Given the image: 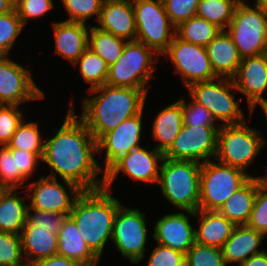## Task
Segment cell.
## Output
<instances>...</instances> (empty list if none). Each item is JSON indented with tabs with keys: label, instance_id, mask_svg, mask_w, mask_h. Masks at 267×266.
<instances>
[{
	"label": "cell",
	"instance_id": "obj_39",
	"mask_svg": "<svg viewBox=\"0 0 267 266\" xmlns=\"http://www.w3.org/2000/svg\"><path fill=\"white\" fill-rule=\"evenodd\" d=\"M104 0H62L69 18L66 21L86 23L88 18L95 16L98 21Z\"/></svg>",
	"mask_w": 267,
	"mask_h": 266
},
{
	"label": "cell",
	"instance_id": "obj_35",
	"mask_svg": "<svg viewBox=\"0 0 267 266\" xmlns=\"http://www.w3.org/2000/svg\"><path fill=\"white\" fill-rule=\"evenodd\" d=\"M26 179L17 172L16 156L7 145L0 146V188L18 189Z\"/></svg>",
	"mask_w": 267,
	"mask_h": 266
},
{
	"label": "cell",
	"instance_id": "obj_48",
	"mask_svg": "<svg viewBox=\"0 0 267 266\" xmlns=\"http://www.w3.org/2000/svg\"><path fill=\"white\" fill-rule=\"evenodd\" d=\"M32 266H85L80 262L68 259L64 256L55 255L46 259H42Z\"/></svg>",
	"mask_w": 267,
	"mask_h": 266
},
{
	"label": "cell",
	"instance_id": "obj_18",
	"mask_svg": "<svg viewBox=\"0 0 267 266\" xmlns=\"http://www.w3.org/2000/svg\"><path fill=\"white\" fill-rule=\"evenodd\" d=\"M232 79L236 91L246 96L249 114L253 113L257 104L267 103V98L263 97L267 90V53L243 58Z\"/></svg>",
	"mask_w": 267,
	"mask_h": 266
},
{
	"label": "cell",
	"instance_id": "obj_24",
	"mask_svg": "<svg viewBox=\"0 0 267 266\" xmlns=\"http://www.w3.org/2000/svg\"><path fill=\"white\" fill-rule=\"evenodd\" d=\"M264 238L262 233L247 225L235 226L231 236L221 248L226 266L231 263H238L240 266L251 256L262 252L264 249L258 248Z\"/></svg>",
	"mask_w": 267,
	"mask_h": 266
},
{
	"label": "cell",
	"instance_id": "obj_7",
	"mask_svg": "<svg viewBox=\"0 0 267 266\" xmlns=\"http://www.w3.org/2000/svg\"><path fill=\"white\" fill-rule=\"evenodd\" d=\"M250 178L237 167L211 160L201 163L199 209L218 211Z\"/></svg>",
	"mask_w": 267,
	"mask_h": 266
},
{
	"label": "cell",
	"instance_id": "obj_30",
	"mask_svg": "<svg viewBox=\"0 0 267 266\" xmlns=\"http://www.w3.org/2000/svg\"><path fill=\"white\" fill-rule=\"evenodd\" d=\"M127 40L100 30L96 26L90 27L88 48L100 56L110 66L121 56Z\"/></svg>",
	"mask_w": 267,
	"mask_h": 266
},
{
	"label": "cell",
	"instance_id": "obj_38",
	"mask_svg": "<svg viewBox=\"0 0 267 266\" xmlns=\"http://www.w3.org/2000/svg\"><path fill=\"white\" fill-rule=\"evenodd\" d=\"M23 259L20 235L0 231V266H27Z\"/></svg>",
	"mask_w": 267,
	"mask_h": 266
},
{
	"label": "cell",
	"instance_id": "obj_43",
	"mask_svg": "<svg viewBox=\"0 0 267 266\" xmlns=\"http://www.w3.org/2000/svg\"><path fill=\"white\" fill-rule=\"evenodd\" d=\"M53 0H15L14 9L25 26L28 20L38 19L54 8Z\"/></svg>",
	"mask_w": 267,
	"mask_h": 266
},
{
	"label": "cell",
	"instance_id": "obj_9",
	"mask_svg": "<svg viewBox=\"0 0 267 266\" xmlns=\"http://www.w3.org/2000/svg\"><path fill=\"white\" fill-rule=\"evenodd\" d=\"M236 87L233 79L217 77L213 80L197 82L187 90L191 98L208 109L221 125L239 124L245 121L240 101L235 100ZM231 90H234L232 93Z\"/></svg>",
	"mask_w": 267,
	"mask_h": 266
},
{
	"label": "cell",
	"instance_id": "obj_21",
	"mask_svg": "<svg viewBox=\"0 0 267 266\" xmlns=\"http://www.w3.org/2000/svg\"><path fill=\"white\" fill-rule=\"evenodd\" d=\"M58 234L59 228H39L27 220L20 233L22 253L27 266L57 255Z\"/></svg>",
	"mask_w": 267,
	"mask_h": 266
},
{
	"label": "cell",
	"instance_id": "obj_42",
	"mask_svg": "<svg viewBox=\"0 0 267 266\" xmlns=\"http://www.w3.org/2000/svg\"><path fill=\"white\" fill-rule=\"evenodd\" d=\"M182 111L184 125L187 126H216L212 113L203 105L195 102L191 98V102H187L182 97Z\"/></svg>",
	"mask_w": 267,
	"mask_h": 266
},
{
	"label": "cell",
	"instance_id": "obj_15",
	"mask_svg": "<svg viewBox=\"0 0 267 266\" xmlns=\"http://www.w3.org/2000/svg\"><path fill=\"white\" fill-rule=\"evenodd\" d=\"M143 111L124 120L114 130L104 134L97 141L98 153L105 151V178L133 149L141 147Z\"/></svg>",
	"mask_w": 267,
	"mask_h": 266
},
{
	"label": "cell",
	"instance_id": "obj_23",
	"mask_svg": "<svg viewBox=\"0 0 267 266\" xmlns=\"http://www.w3.org/2000/svg\"><path fill=\"white\" fill-rule=\"evenodd\" d=\"M188 215L199 220V227L195 229V242L222 248L235 225L219 211L198 210L196 212L185 210Z\"/></svg>",
	"mask_w": 267,
	"mask_h": 266
},
{
	"label": "cell",
	"instance_id": "obj_31",
	"mask_svg": "<svg viewBox=\"0 0 267 266\" xmlns=\"http://www.w3.org/2000/svg\"><path fill=\"white\" fill-rule=\"evenodd\" d=\"M221 31L215 24L194 15L175 28V34L186 42L206 47Z\"/></svg>",
	"mask_w": 267,
	"mask_h": 266
},
{
	"label": "cell",
	"instance_id": "obj_19",
	"mask_svg": "<svg viewBox=\"0 0 267 266\" xmlns=\"http://www.w3.org/2000/svg\"><path fill=\"white\" fill-rule=\"evenodd\" d=\"M153 238L157 244L186 254L195 243V229L186 214H166L156 222Z\"/></svg>",
	"mask_w": 267,
	"mask_h": 266
},
{
	"label": "cell",
	"instance_id": "obj_13",
	"mask_svg": "<svg viewBox=\"0 0 267 266\" xmlns=\"http://www.w3.org/2000/svg\"><path fill=\"white\" fill-rule=\"evenodd\" d=\"M171 59L174 73L180 74L185 87L217 78L212 70L206 47L186 42L176 34L163 53Z\"/></svg>",
	"mask_w": 267,
	"mask_h": 266
},
{
	"label": "cell",
	"instance_id": "obj_46",
	"mask_svg": "<svg viewBox=\"0 0 267 266\" xmlns=\"http://www.w3.org/2000/svg\"><path fill=\"white\" fill-rule=\"evenodd\" d=\"M31 211L33 213H31ZM66 215L41 210H28V220L36 227L44 229L60 228Z\"/></svg>",
	"mask_w": 267,
	"mask_h": 266
},
{
	"label": "cell",
	"instance_id": "obj_26",
	"mask_svg": "<svg viewBox=\"0 0 267 266\" xmlns=\"http://www.w3.org/2000/svg\"><path fill=\"white\" fill-rule=\"evenodd\" d=\"M208 58L217 77L233 78L241 62L239 52L231 37L221 30L206 46Z\"/></svg>",
	"mask_w": 267,
	"mask_h": 266
},
{
	"label": "cell",
	"instance_id": "obj_16",
	"mask_svg": "<svg viewBox=\"0 0 267 266\" xmlns=\"http://www.w3.org/2000/svg\"><path fill=\"white\" fill-rule=\"evenodd\" d=\"M30 72L9 57L0 56V102L2 104L20 106L23 102L45 97Z\"/></svg>",
	"mask_w": 267,
	"mask_h": 266
},
{
	"label": "cell",
	"instance_id": "obj_27",
	"mask_svg": "<svg viewBox=\"0 0 267 266\" xmlns=\"http://www.w3.org/2000/svg\"><path fill=\"white\" fill-rule=\"evenodd\" d=\"M152 123V138L158 141L154 148L164 154L171 147L184 124L182 99L163 108Z\"/></svg>",
	"mask_w": 267,
	"mask_h": 266
},
{
	"label": "cell",
	"instance_id": "obj_1",
	"mask_svg": "<svg viewBox=\"0 0 267 266\" xmlns=\"http://www.w3.org/2000/svg\"><path fill=\"white\" fill-rule=\"evenodd\" d=\"M77 117L72 103L55 135L45 139L41 161L50 167L49 177L57 179L58 174L83 191L98 190L104 187L105 178L100 177L102 167L94 157L97 141Z\"/></svg>",
	"mask_w": 267,
	"mask_h": 266
},
{
	"label": "cell",
	"instance_id": "obj_2",
	"mask_svg": "<svg viewBox=\"0 0 267 266\" xmlns=\"http://www.w3.org/2000/svg\"><path fill=\"white\" fill-rule=\"evenodd\" d=\"M98 95L84 97L82 115L79 119L98 141L104 134L114 130L124 120L144 109L147 93L143 89L102 85L88 89Z\"/></svg>",
	"mask_w": 267,
	"mask_h": 266
},
{
	"label": "cell",
	"instance_id": "obj_6",
	"mask_svg": "<svg viewBox=\"0 0 267 266\" xmlns=\"http://www.w3.org/2000/svg\"><path fill=\"white\" fill-rule=\"evenodd\" d=\"M241 0L225 29L241 59L267 53V11L257 2L253 7Z\"/></svg>",
	"mask_w": 267,
	"mask_h": 266
},
{
	"label": "cell",
	"instance_id": "obj_32",
	"mask_svg": "<svg viewBox=\"0 0 267 266\" xmlns=\"http://www.w3.org/2000/svg\"><path fill=\"white\" fill-rule=\"evenodd\" d=\"M241 0H200L196 14L225 30L230 24L235 9Z\"/></svg>",
	"mask_w": 267,
	"mask_h": 266
},
{
	"label": "cell",
	"instance_id": "obj_52",
	"mask_svg": "<svg viewBox=\"0 0 267 266\" xmlns=\"http://www.w3.org/2000/svg\"><path fill=\"white\" fill-rule=\"evenodd\" d=\"M256 2L267 11V0H256Z\"/></svg>",
	"mask_w": 267,
	"mask_h": 266
},
{
	"label": "cell",
	"instance_id": "obj_45",
	"mask_svg": "<svg viewBox=\"0 0 267 266\" xmlns=\"http://www.w3.org/2000/svg\"><path fill=\"white\" fill-rule=\"evenodd\" d=\"M147 266H185V254L157 244L149 257Z\"/></svg>",
	"mask_w": 267,
	"mask_h": 266
},
{
	"label": "cell",
	"instance_id": "obj_33",
	"mask_svg": "<svg viewBox=\"0 0 267 266\" xmlns=\"http://www.w3.org/2000/svg\"><path fill=\"white\" fill-rule=\"evenodd\" d=\"M73 65L75 67L79 66L80 75L85 82L91 84L89 89L106 84L109 66L89 48L83 52Z\"/></svg>",
	"mask_w": 267,
	"mask_h": 266
},
{
	"label": "cell",
	"instance_id": "obj_5",
	"mask_svg": "<svg viewBox=\"0 0 267 266\" xmlns=\"http://www.w3.org/2000/svg\"><path fill=\"white\" fill-rule=\"evenodd\" d=\"M157 55L140 41H127L121 56L108 67L106 85L143 89L148 93L146 84L153 78Z\"/></svg>",
	"mask_w": 267,
	"mask_h": 266
},
{
	"label": "cell",
	"instance_id": "obj_4",
	"mask_svg": "<svg viewBox=\"0 0 267 266\" xmlns=\"http://www.w3.org/2000/svg\"><path fill=\"white\" fill-rule=\"evenodd\" d=\"M201 163L163 158L159 185L164 198L177 209L196 212L200 201Z\"/></svg>",
	"mask_w": 267,
	"mask_h": 266
},
{
	"label": "cell",
	"instance_id": "obj_17",
	"mask_svg": "<svg viewBox=\"0 0 267 266\" xmlns=\"http://www.w3.org/2000/svg\"><path fill=\"white\" fill-rule=\"evenodd\" d=\"M163 158L164 154L155 148L147 150L141 146L133 149L105 177L104 188L111 191V186L121 171L123 174H127L134 182L158 183Z\"/></svg>",
	"mask_w": 267,
	"mask_h": 266
},
{
	"label": "cell",
	"instance_id": "obj_47",
	"mask_svg": "<svg viewBox=\"0 0 267 266\" xmlns=\"http://www.w3.org/2000/svg\"><path fill=\"white\" fill-rule=\"evenodd\" d=\"M12 155L16 156L17 172H19L26 180L32 177L37 168L38 161L41 159L32 152L11 149Z\"/></svg>",
	"mask_w": 267,
	"mask_h": 266
},
{
	"label": "cell",
	"instance_id": "obj_12",
	"mask_svg": "<svg viewBox=\"0 0 267 266\" xmlns=\"http://www.w3.org/2000/svg\"><path fill=\"white\" fill-rule=\"evenodd\" d=\"M217 125L198 127L183 124L171 147L164 153V157L199 163H205L211 160L210 158L215 160L220 129V124Z\"/></svg>",
	"mask_w": 267,
	"mask_h": 266
},
{
	"label": "cell",
	"instance_id": "obj_34",
	"mask_svg": "<svg viewBox=\"0 0 267 266\" xmlns=\"http://www.w3.org/2000/svg\"><path fill=\"white\" fill-rule=\"evenodd\" d=\"M24 122L27 121H22L7 146L11 149L35 153L42 159L45 139L40 133L39 125L36 122Z\"/></svg>",
	"mask_w": 267,
	"mask_h": 266
},
{
	"label": "cell",
	"instance_id": "obj_53",
	"mask_svg": "<svg viewBox=\"0 0 267 266\" xmlns=\"http://www.w3.org/2000/svg\"><path fill=\"white\" fill-rule=\"evenodd\" d=\"M260 107L262 108V111H263L265 118L267 120V103L260 105Z\"/></svg>",
	"mask_w": 267,
	"mask_h": 266
},
{
	"label": "cell",
	"instance_id": "obj_25",
	"mask_svg": "<svg viewBox=\"0 0 267 266\" xmlns=\"http://www.w3.org/2000/svg\"><path fill=\"white\" fill-rule=\"evenodd\" d=\"M57 255L75 260L85 266H98L100 262L82 238L76 223L70 216H66L59 228Z\"/></svg>",
	"mask_w": 267,
	"mask_h": 266
},
{
	"label": "cell",
	"instance_id": "obj_22",
	"mask_svg": "<svg viewBox=\"0 0 267 266\" xmlns=\"http://www.w3.org/2000/svg\"><path fill=\"white\" fill-rule=\"evenodd\" d=\"M55 38V54L74 63L88 48L89 25L82 22H52Z\"/></svg>",
	"mask_w": 267,
	"mask_h": 266
},
{
	"label": "cell",
	"instance_id": "obj_28",
	"mask_svg": "<svg viewBox=\"0 0 267 266\" xmlns=\"http://www.w3.org/2000/svg\"><path fill=\"white\" fill-rule=\"evenodd\" d=\"M16 190L0 188V231L20 235L28 220L29 205Z\"/></svg>",
	"mask_w": 267,
	"mask_h": 266
},
{
	"label": "cell",
	"instance_id": "obj_29",
	"mask_svg": "<svg viewBox=\"0 0 267 266\" xmlns=\"http://www.w3.org/2000/svg\"><path fill=\"white\" fill-rule=\"evenodd\" d=\"M258 187L250 178L239 190H237L218 210L235 226L247 225Z\"/></svg>",
	"mask_w": 267,
	"mask_h": 266
},
{
	"label": "cell",
	"instance_id": "obj_49",
	"mask_svg": "<svg viewBox=\"0 0 267 266\" xmlns=\"http://www.w3.org/2000/svg\"><path fill=\"white\" fill-rule=\"evenodd\" d=\"M240 266H267V251L255 254L243 262Z\"/></svg>",
	"mask_w": 267,
	"mask_h": 266
},
{
	"label": "cell",
	"instance_id": "obj_37",
	"mask_svg": "<svg viewBox=\"0 0 267 266\" xmlns=\"http://www.w3.org/2000/svg\"><path fill=\"white\" fill-rule=\"evenodd\" d=\"M25 26L14 9L0 16V56H9V51Z\"/></svg>",
	"mask_w": 267,
	"mask_h": 266
},
{
	"label": "cell",
	"instance_id": "obj_50",
	"mask_svg": "<svg viewBox=\"0 0 267 266\" xmlns=\"http://www.w3.org/2000/svg\"><path fill=\"white\" fill-rule=\"evenodd\" d=\"M15 0H0V16L10 13L14 10Z\"/></svg>",
	"mask_w": 267,
	"mask_h": 266
},
{
	"label": "cell",
	"instance_id": "obj_10",
	"mask_svg": "<svg viewBox=\"0 0 267 266\" xmlns=\"http://www.w3.org/2000/svg\"><path fill=\"white\" fill-rule=\"evenodd\" d=\"M136 22V40L154 50L158 56L168 48L175 35V27L171 24L160 0H133Z\"/></svg>",
	"mask_w": 267,
	"mask_h": 266
},
{
	"label": "cell",
	"instance_id": "obj_11",
	"mask_svg": "<svg viewBox=\"0 0 267 266\" xmlns=\"http://www.w3.org/2000/svg\"><path fill=\"white\" fill-rule=\"evenodd\" d=\"M148 232L145 214L139 208L122 205L114 219L111 240L123 257L137 264L145 257Z\"/></svg>",
	"mask_w": 267,
	"mask_h": 266
},
{
	"label": "cell",
	"instance_id": "obj_44",
	"mask_svg": "<svg viewBox=\"0 0 267 266\" xmlns=\"http://www.w3.org/2000/svg\"><path fill=\"white\" fill-rule=\"evenodd\" d=\"M247 226L267 236V188H259Z\"/></svg>",
	"mask_w": 267,
	"mask_h": 266
},
{
	"label": "cell",
	"instance_id": "obj_51",
	"mask_svg": "<svg viewBox=\"0 0 267 266\" xmlns=\"http://www.w3.org/2000/svg\"><path fill=\"white\" fill-rule=\"evenodd\" d=\"M251 179L254 181L255 185L259 188H267V177L263 176H252Z\"/></svg>",
	"mask_w": 267,
	"mask_h": 266
},
{
	"label": "cell",
	"instance_id": "obj_36",
	"mask_svg": "<svg viewBox=\"0 0 267 266\" xmlns=\"http://www.w3.org/2000/svg\"><path fill=\"white\" fill-rule=\"evenodd\" d=\"M185 266H226L222 249L197 242L185 254Z\"/></svg>",
	"mask_w": 267,
	"mask_h": 266
},
{
	"label": "cell",
	"instance_id": "obj_3",
	"mask_svg": "<svg viewBox=\"0 0 267 266\" xmlns=\"http://www.w3.org/2000/svg\"><path fill=\"white\" fill-rule=\"evenodd\" d=\"M109 192L104 187L82 191L69 214L88 247L100 260L107 240L112 238L116 213L123 205Z\"/></svg>",
	"mask_w": 267,
	"mask_h": 266
},
{
	"label": "cell",
	"instance_id": "obj_20",
	"mask_svg": "<svg viewBox=\"0 0 267 266\" xmlns=\"http://www.w3.org/2000/svg\"><path fill=\"white\" fill-rule=\"evenodd\" d=\"M97 23L96 28L116 37L136 40L133 0H104Z\"/></svg>",
	"mask_w": 267,
	"mask_h": 266
},
{
	"label": "cell",
	"instance_id": "obj_8",
	"mask_svg": "<svg viewBox=\"0 0 267 266\" xmlns=\"http://www.w3.org/2000/svg\"><path fill=\"white\" fill-rule=\"evenodd\" d=\"M265 140L260 131L246 122L221 125L218 130L216 161L247 172L249 165L262 150Z\"/></svg>",
	"mask_w": 267,
	"mask_h": 266
},
{
	"label": "cell",
	"instance_id": "obj_14",
	"mask_svg": "<svg viewBox=\"0 0 267 266\" xmlns=\"http://www.w3.org/2000/svg\"><path fill=\"white\" fill-rule=\"evenodd\" d=\"M26 187V195L31 200L28 210L63 213L66 216H69L75 200L83 191L72 182L63 180L60 183L58 179L49 176H42L38 181L28 183ZM29 191H32L31 195Z\"/></svg>",
	"mask_w": 267,
	"mask_h": 266
},
{
	"label": "cell",
	"instance_id": "obj_40",
	"mask_svg": "<svg viewBox=\"0 0 267 266\" xmlns=\"http://www.w3.org/2000/svg\"><path fill=\"white\" fill-rule=\"evenodd\" d=\"M17 105H2L0 108V146L8 145L18 126L23 121V113Z\"/></svg>",
	"mask_w": 267,
	"mask_h": 266
},
{
	"label": "cell",
	"instance_id": "obj_41",
	"mask_svg": "<svg viewBox=\"0 0 267 266\" xmlns=\"http://www.w3.org/2000/svg\"><path fill=\"white\" fill-rule=\"evenodd\" d=\"M200 0H165V11L171 24L176 28L196 14Z\"/></svg>",
	"mask_w": 267,
	"mask_h": 266
}]
</instances>
